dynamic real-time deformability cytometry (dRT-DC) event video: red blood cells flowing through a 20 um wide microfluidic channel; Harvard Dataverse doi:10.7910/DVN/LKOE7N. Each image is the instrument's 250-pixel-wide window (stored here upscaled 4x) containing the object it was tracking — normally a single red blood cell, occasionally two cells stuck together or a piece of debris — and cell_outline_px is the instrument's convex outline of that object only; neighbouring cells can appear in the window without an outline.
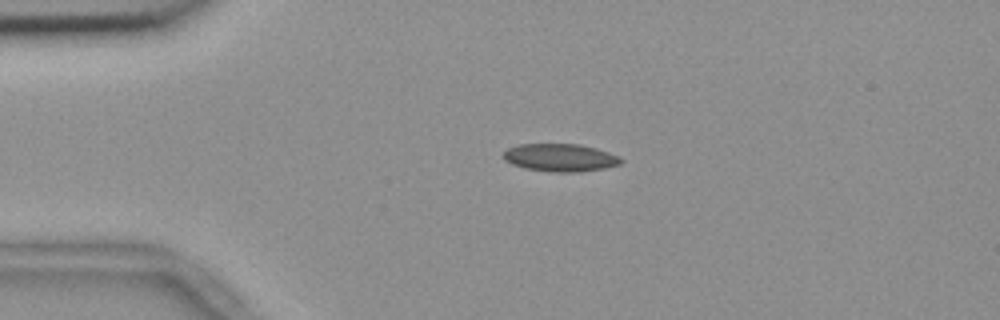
{"species": "common noctule bat (a hibernating species)", "species_latin": "Nyctalus noctula", "temperature_condition": "room temperature", "stored_images_in_passage": 44, "camera_frame_rate_fps": 3000, "um_per_image_px": 0.085, "animal": {"sex": "female", "body_mass_g": 18.4}, "frame": {"image": 1, "passage_image": 1, "time_ms": 0.0, "image_size_px": [1000, 320], "cell_outline_px": [[624, 160], [620, 164], [604, 168], [580, 172], [552, 172], [524, 168], [512, 164], [504, 160], [500, 156], [508, 148], [520, 144], [580, 144], [596, 148], [620, 156]], "centroid_in_image_um": [47.61, 13.4], "position_along_channel_um": 37.4, "area_um2": 19.19}}
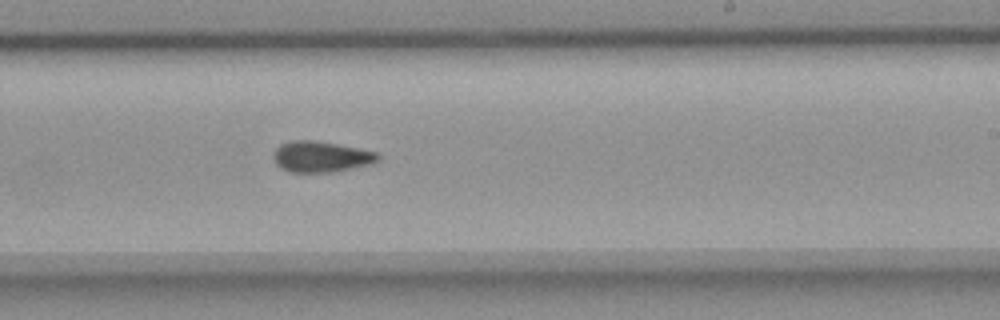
{"frame": {"image": 2, "passage_image": 22, "time_ms": 7.0, "image_size_px": [1000, 320], "cell_outline_px": [[380, 160], [372, 164], [332, 172], [292, 172], [280, 168], [276, 164], [272, 156], [276, 148], [280, 144], [292, 140], [316, 140], [376, 152], [380, 156]], "centroid_in_image_um": [27.27, 13.32], "position_along_channel_um": 261.7, "area_um2": 18.84}}
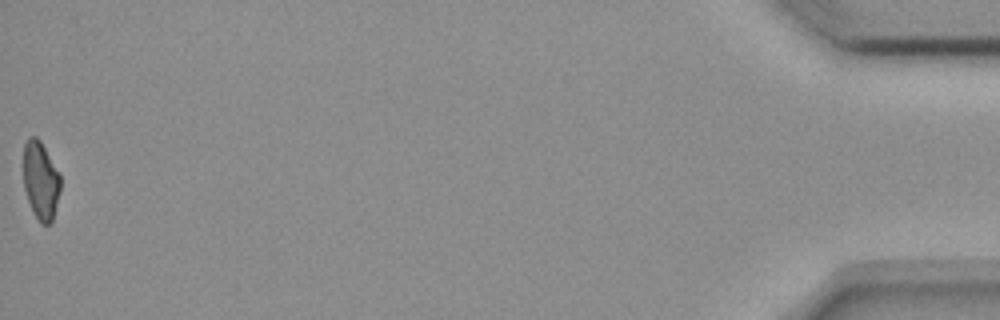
{"frame": {"image": 3, "passage_image": 44, "time_ms": 14.333, "image_size_px": [1000, 320], "cell_outline_px": [[60, 192], [52, 220], [48, 224], [40, 224], [32, 212], [24, 188], [24, 144], [28, 136], [36, 136], [40, 140], [60, 172]], "centroid_in_image_um": [3.46, 15.33], "position_along_channel_um": 431.7, "area_um2": 16.99}, "authors_computed_cell_mechanics": {"area_um2": 18.496, "velocity_mm_per_s": 3.6685, "shape_relaxation_time_tau1_ms": null, "shape_relaxation_time_tau2_ms": 4.5255, "deformation_change_tau1": null, "deformation_change_tau2": 0.1061}}